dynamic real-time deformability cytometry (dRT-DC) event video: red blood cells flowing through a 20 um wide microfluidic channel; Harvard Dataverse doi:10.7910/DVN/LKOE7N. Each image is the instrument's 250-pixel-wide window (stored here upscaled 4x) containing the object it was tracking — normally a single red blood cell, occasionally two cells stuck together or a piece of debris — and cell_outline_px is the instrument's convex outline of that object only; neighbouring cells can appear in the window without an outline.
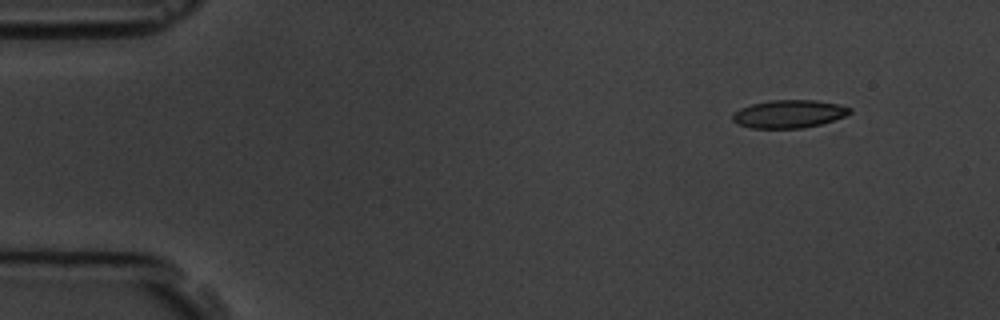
{"species": "common noctule bat (a hibernating species)", "species_latin": "Nyctalus noctula", "temperature_condition": "room temperature", "stored_images_in_passage": 6, "camera_frame_rate_fps": 3000, "um_per_image_px": 0.085, "animal": {"sex": "male", "body_mass_g": 19.5, "forearm_length_mm": 54.6}, "frame": {"image": 1, "passage_image": 2, "time_ms": 1.333, "image_size_px": [1000, 320], "cell_outline_px": [[852, 112], [844, 116], [820, 124], [804, 128], [752, 128], [736, 124], [732, 120], [732, 112], [740, 108], [752, 104], [768, 100], [816, 100], [836, 104], [852, 108]], "centroid_in_image_um": [67.01, 9.68], "position_along_channel_um": 18.0, "area_um2": 19.13}}